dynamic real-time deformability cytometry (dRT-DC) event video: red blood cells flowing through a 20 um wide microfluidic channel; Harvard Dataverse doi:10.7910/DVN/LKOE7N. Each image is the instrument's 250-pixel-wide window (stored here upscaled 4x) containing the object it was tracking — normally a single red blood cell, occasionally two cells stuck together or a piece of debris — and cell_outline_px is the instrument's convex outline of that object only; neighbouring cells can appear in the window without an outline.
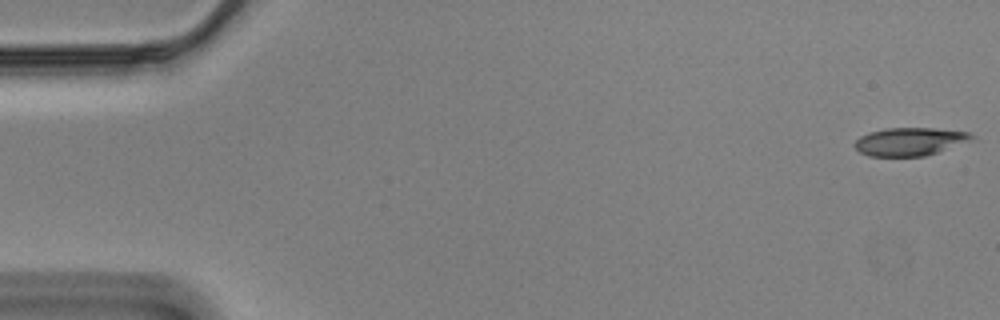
{"species": "Egyptian fruit bat (a non-hibernating species)", "species_latin": "Rousettus aegyptiacus", "temperature_condition": "cold", "stored_images_in_passage": 54, "camera_frame_rate_fps": 3000, "um_per_image_px": 0.085, "animal": {"sex": "male"}, "frame": {"image": 1, "passage_image": 1, "time_ms": 0.0, "image_size_px": [1000, 320], "cell_outline_px": [[976, 140], [924, 156], [868, 156], [860, 152], [852, 144], [860, 136], [868, 132], [884, 128], [932, 128], [968, 132], [976, 136]], "centroid_in_image_um": [77.36, 12.03], "position_along_channel_um": 7.6, "area_um2": 19.36}}
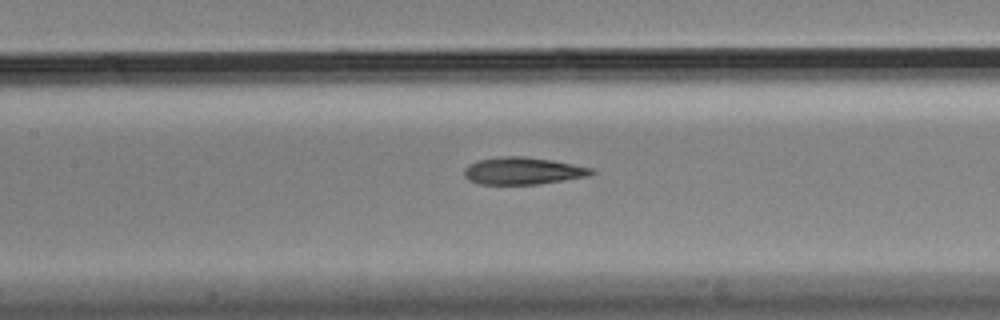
{"frame": {"image": 2, "passage_image": 26, "time_ms": 8.333, "image_size_px": [1000, 320], "cell_outline_px": [[596, 172], [588, 176], [540, 184], [480, 184], [468, 180], [464, 176], [464, 168], [468, 164], [476, 160], [500, 156], [524, 156], [552, 160], [596, 168]], "centroid_in_image_um": [44.45, 14.51], "position_along_channel_um": 163.0, "area_um2": 20.46}}
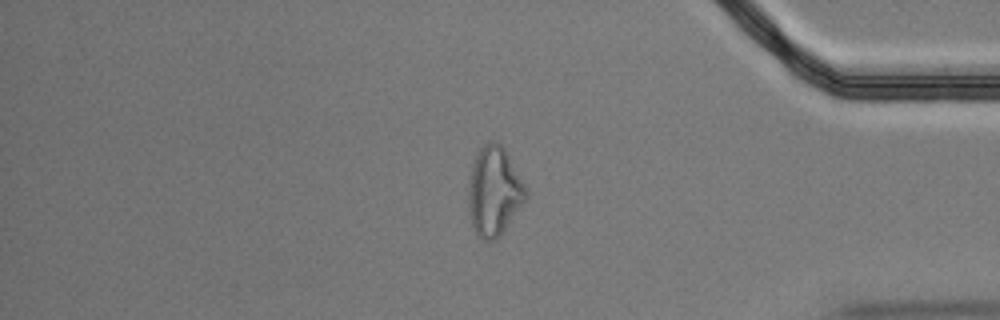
{"frame": {"image": 3, "passage_image": 48, "time_ms": 15.667, "image_size_px": [1000, 320], "cell_outline_px": [[528, 196], [500, 236], [496, 240], [480, 240], [472, 224], [468, 208], [468, 184], [472, 164], [480, 148], [488, 140], [492, 140], [500, 144], [504, 148], [528, 188]], "centroid_in_image_um": [42.0, 16.26], "position_along_channel_um": 393.2, "area_um2": 30.0}, "authors_computed_cell_mechanics": {"area_um2": 20.3745, "velocity_mm_per_s": 3.4873, "shape_relaxation_time_tau1_ms": null, "shape_relaxation_time_tau2_ms": 2.1263, "deformation_change_tau1": null, "deformation_change_tau2": 0.1092}}